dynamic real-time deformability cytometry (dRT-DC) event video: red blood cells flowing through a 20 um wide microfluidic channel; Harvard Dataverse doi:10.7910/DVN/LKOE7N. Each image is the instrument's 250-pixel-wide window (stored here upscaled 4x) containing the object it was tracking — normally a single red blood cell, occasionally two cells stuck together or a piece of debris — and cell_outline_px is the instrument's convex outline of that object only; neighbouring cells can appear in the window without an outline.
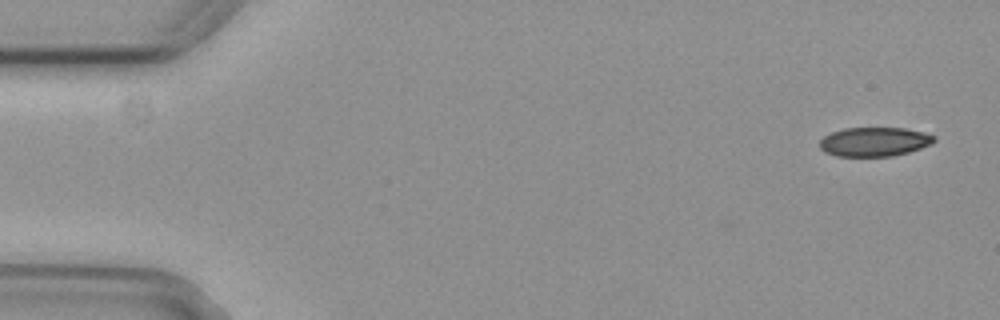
{"species": "common noctule bat (a hibernating species)", "species_latin": "Nyctalus noctula", "temperature_condition": "cold", "stored_images_in_passage": 4, "camera_frame_rate_fps": 3000, "um_per_image_px": 0.085, "animal": {"sex": "female", "body_mass_g": 29.2, "forearm_length_mm": 56.3}, "frame": {"image": 1, "passage_image": 1, "time_ms": 0.0, "image_size_px": [1000, 320], "cell_outline_px": [[936, 140], [932, 144], [908, 152], [892, 156], [836, 156], [824, 152], [820, 148], [820, 140], [824, 136], [832, 132], [844, 128], [904, 128], [924, 132], [936, 136]], "centroid_in_image_um": [74.33, 12.05], "position_along_channel_um": 10.7, "area_um2": 19.48}}